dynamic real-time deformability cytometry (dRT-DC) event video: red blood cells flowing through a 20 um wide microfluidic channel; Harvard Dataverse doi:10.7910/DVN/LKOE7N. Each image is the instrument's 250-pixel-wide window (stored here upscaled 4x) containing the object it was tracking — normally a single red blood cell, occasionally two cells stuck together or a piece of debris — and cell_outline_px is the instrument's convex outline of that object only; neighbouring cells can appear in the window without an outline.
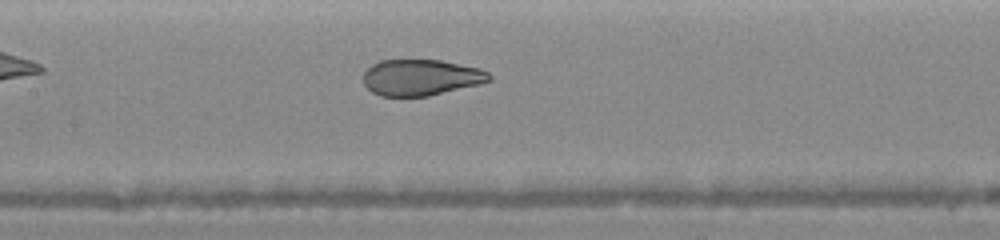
{"species": "human", "species_latin": "Homo sapiens", "temperature_condition": "warm", "stored_images_in_passage": 11, "segment_of_instrument_passage": [1, 2], "camera_frame_rate_fps": 3000, "um_per_image_px": 0.085, "donor": {"sex": "female"}, "frame": {"image": 1, "passage_image": 7, "time_ms": 3.667, "image_size_px": [1000, 240], "cell_outline_px": [[492, 80], [480, 84], [428, 96], [380, 96], [372, 92], [364, 84], [364, 72], [372, 64], [380, 60], [440, 60], [480, 68], [488, 72], [492, 76]], "centroid_in_image_um": [35.79, 6.58], "position_along_channel_um": 171.6, "area_um2": 26.53}}
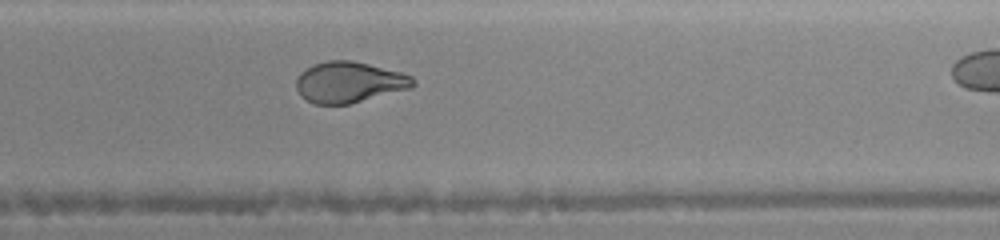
{"frame": {"image": 2, "passage_image": 10, "time_ms": 5.667, "image_size_px": [1000, 240], "cell_outline_px": [[416, 84], [412, 88], [348, 104], [312, 104], [300, 96], [296, 88], [296, 80], [300, 72], [312, 64], [328, 60], [352, 60], [400, 72], [412, 76], [416, 80]], "centroid_in_image_um": [29.66, 6.99], "position_along_channel_um": 259.3, "area_um2": 28.03}}